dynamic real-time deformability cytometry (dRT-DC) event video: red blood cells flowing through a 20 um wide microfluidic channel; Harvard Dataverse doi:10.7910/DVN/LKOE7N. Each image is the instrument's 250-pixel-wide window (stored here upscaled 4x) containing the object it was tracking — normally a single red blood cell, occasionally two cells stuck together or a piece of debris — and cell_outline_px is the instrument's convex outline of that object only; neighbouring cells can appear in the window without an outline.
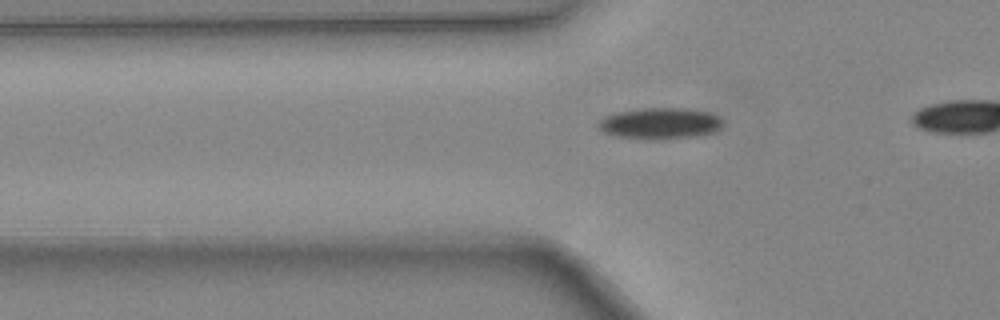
{"species": "common noctule bat (a hibernating species)", "species_latin": "Nyctalus noctula", "temperature_condition": "warm", "stored_images_in_passage": 20, "camera_frame_rate_fps": 3000, "um_per_image_px": 0.085, "animal": {"sex": "female", "body_mass_g": 24.6, "forearm_length_mm": 56.2}, "frame": {"image": 1, "passage_image": 6, "time_ms": 1.667, "image_size_px": [1000, 320], "cell_outline_px": [[724, 120], [720, 128], [712, 132], [696, 136], [656, 140], [640, 140], [616, 136], [604, 132], [596, 124], [604, 116], [616, 112], [640, 108], [688, 108], [708, 112], [720, 116]], "centroid_in_image_um": [56.09, 10.49], "position_along_channel_um": 69.7, "area_um2": 23.06}}
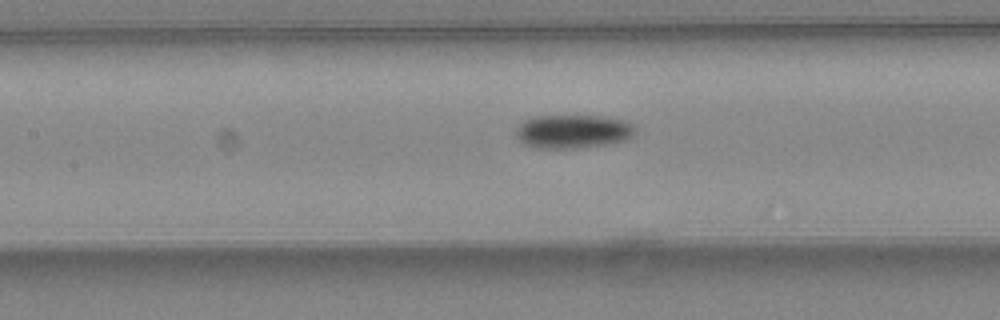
{"frame": {"image": 2, "passage_image": 12, "time_ms": 3.667, "image_size_px": [1000, 320], "cell_outline_px": [[636, 128], [632, 136], [624, 140], [604, 144], [576, 148], [536, 148], [524, 144], [516, 136], [516, 128], [524, 120], [536, 116], [600, 116], [624, 120], [632, 124]], "centroid_in_image_um": [48.67, 11.17], "position_along_channel_um": 158.7, "area_um2": 23.18}}
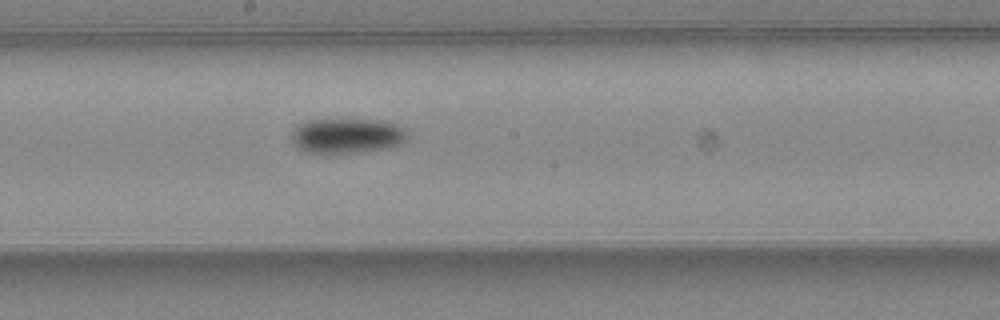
{"frame": {"image": 3, "passage_image": 16, "time_ms": 5.0, "image_size_px": [1000, 320], "cell_outline_px": [[408, 140], [400, 144], [388, 148], [364, 152], [304, 152], [296, 148], [292, 140], [292, 132], [296, 124], [308, 120], [380, 120], [396, 124], [404, 128], [408, 132]], "centroid_in_image_um": [29.51, 11.54], "position_along_channel_um": 218.7, "area_um2": 23.76}}